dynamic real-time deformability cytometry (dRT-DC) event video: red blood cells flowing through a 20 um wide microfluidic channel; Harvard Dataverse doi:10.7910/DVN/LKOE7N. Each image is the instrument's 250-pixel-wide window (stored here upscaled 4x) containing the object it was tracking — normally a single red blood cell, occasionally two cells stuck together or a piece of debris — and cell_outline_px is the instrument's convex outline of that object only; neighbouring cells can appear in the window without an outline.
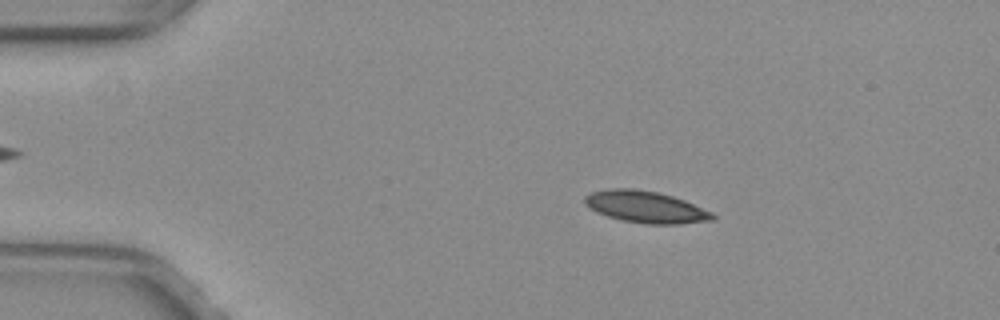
{"species": "common noctule bat (a hibernating species)", "species_latin": "Nyctalus noctula", "temperature_condition": "warm", "stored_images_in_passage": 18, "camera_frame_rate_fps": 3000, "um_per_image_px": 0.085, "animal": {"sex": "female", "body_mass_g": 29.2, "forearm_length_mm": 56.3}, "frame": {"image": 1, "passage_image": 9, "time_ms": 2.667, "image_size_px": [1000, 320], "cell_outline_px": [[716, 216], [712, 220], [680, 224], [644, 224], [620, 220], [596, 212], [584, 204], [584, 196], [592, 192], [608, 188], [632, 188], [660, 192], [684, 200], [712, 212]], "centroid_in_image_um": [54.86, 17.59], "position_along_channel_um": 30.1, "area_um2": 23.81}}
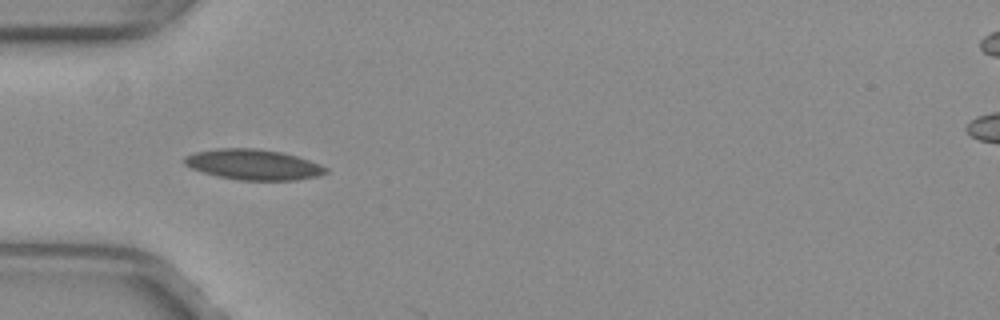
{"frame": {"image": 2, "passage_image": 16, "time_ms": 5.0, "image_size_px": [1000, 320], "cell_outline_px": [[328, 172], [320, 176], [296, 180], [240, 180], [216, 176], [192, 168], [184, 164], [184, 156], [196, 152], [220, 148], [256, 148], [280, 152], [296, 156], [320, 164], [328, 168]], "centroid_in_image_um": [21.56, 13.99], "position_along_channel_um": 63.4, "area_um2": 25.03}}